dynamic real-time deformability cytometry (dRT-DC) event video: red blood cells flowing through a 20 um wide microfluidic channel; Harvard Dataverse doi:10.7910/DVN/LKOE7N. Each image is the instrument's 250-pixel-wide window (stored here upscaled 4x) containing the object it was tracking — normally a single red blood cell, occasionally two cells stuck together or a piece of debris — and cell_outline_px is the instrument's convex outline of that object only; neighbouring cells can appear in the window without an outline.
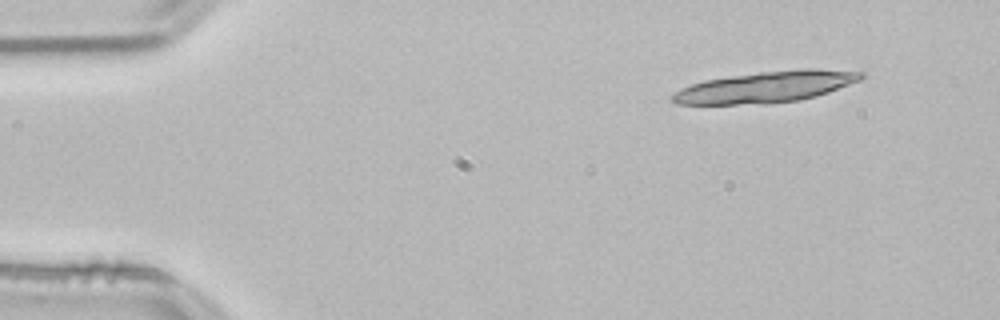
{"species": "common noctule bat (a hibernating species)", "species_latin": "Nyctalus noctula", "temperature_condition": "room temperature", "stored_images_in_passage": 4, "segment_of_instrument_passage": [1, 2], "camera_frame_rate_fps": 3000, "um_per_image_px": 0.085, "animal": {"sex": "male", "body_mass_g": 21.5, "forearm_length_mm": 52.0}, "frame": {"image": 1, "passage_image": 3, "time_ms": 0.667, "image_size_px": [1000, 320], "cell_outline_px": [[780, 76], [756, 100], [724, 104], [700, 104], [720, 80], [752, 76]], "centroid_in_image_um": [62.82, 7.63], "position_along_channel_um": 22.2, "area_um2": 10.17}}